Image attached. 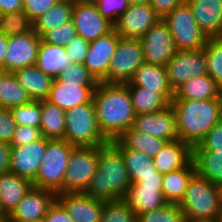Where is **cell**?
I'll use <instances>...</instances> for the list:
<instances>
[{
    "label": "cell",
    "instance_id": "6da1fadb",
    "mask_svg": "<svg viewBox=\"0 0 222 222\" xmlns=\"http://www.w3.org/2000/svg\"><path fill=\"white\" fill-rule=\"evenodd\" d=\"M98 127L109 141L117 140L131 128L135 118L127 83L99 82L93 94Z\"/></svg>",
    "mask_w": 222,
    "mask_h": 222
},
{
    "label": "cell",
    "instance_id": "7a4b0ae2",
    "mask_svg": "<svg viewBox=\"0 0 222 222\" xmlns=\"http://www.w3.org/2000/svg\"><path fill=\"white\" fill-rule=\"evenodd\" d=\"M130 184L121 151L112 142L98 146V167L85 194L101 201L119 200Z\"/></svg>",
    "mask_w": 222,
    "mask_h": 222
},
{
    "label": "cell",
    "instance_id": "3957f363",
    "mask_svg": "<svg viewBox=\"0 0 222 222\" xmlns=\"http://www.w3.org/2000/svg\"><path fill=\"white\" fill-rule=\"evenodd\" d=\"M178 138L191 148L200 144L207 132L222 120L219 98L209 100H172Z\"/></svg>",
    "mask_w": 222,
    "mask_h": 222
},
{
    "label": "cell",
    "instance_id": "277c9868",
    "mask_svg": "<svg viewBox=\"0 0 222 222\" xmlns=\"http://www.w3.org/2000/svg\"><path fill=\"white\" fill-rule=\"evenodd\" d=\"M179 206L187 222H222L221 187L195 174Z\"/></svg>",
    "mask_w": 222,
    "mask_h": 222
},
{
    "label": "cell",
    "instance_id": "5b68a950",
    "mask_svg": "<svg viewBox=\"0 0 222 222\" xmlns=\"http://www.w3.org/2000/svg\"><path fill=\"white\" fill-rule=\"evenodd\" d=\"M66 133L63 140L75 147H98L109 141L101 133L93 100L65 111Z\"/></svg>",
    "mask_w": 222,
    "mask_h": 222
},
{
    "label": "cell",
    "instance_id": "8992f818",
    "mask_svg": "<svg viewBox=\"0 0 222 222\" xmlns=\"http://www.w3.org/2000/svg\"><path fill=\"white\" fill-rule=\"evenodd\" d=\"M74 147L65 140H50L32 185L62 194L69 157Z\"/></svg>",
    "mask_w": 222,
    "mask_h": 222
},
{
    "label": "cell",
    "instance_id": "52a82bcc",
    "mask_svg": "<svg viewBox=\"0 0 222 222\" xmlns=\"http://www.w3.org/2000/svg\"><path fill=\"white\" fill-rule=\"evenodd\" d=\"M162 20L170 29L177 51H198L206 45L208 37L198 27L186 1L175 7Z\"/></svg>",
    "mask_w": 222,
    "mask_h": 222
},
{
    "label": "cell",
    "instance_id": "ba28073f",
    "mask_svg": "<svg viewBox=\"0 0 222 222\" xmlns=\"http://www.w3.org/2000/svg\"><path fill=\"white\" fill-rule=\"evenodd\" d=\"M98 167V147H74L63 181V193H85Z\"/></svg>",
    "mask_w": 222,
    "mask_h": 222
},
{
    "label": "cell",
    "instance_id": "9c48e42d",
    "mask_svg": "<svg viewBox=\"0 0 222 222\" xmlns=\"http://www.w3.org/2000/svg\"><path fill=\"white\" fill-rule=\"evenodd\" d=\"M144 63L140 39L120 38L109 64V75L104 83H128Z\"/></svg>",
    "mask_w": 222,
    "mask_h": 222
},
{
    "label": "cell",
    "instance_id": "30bf717a",
    "mask_svg": "<svg viewBox=\"0 0 222 222\" xmlns=\"http://www.w3.org/2000/svg\"><path fill=\"white\" fill-rule=\"evenodd\" d=\"M139 39L144 63L166 66L177 52L170 29L162 19Z\"/></svg>",
    "mask_w": 222,
    "mask_h": 222
},
{
    "label": "cell",
    "instance_id": "8fae6325",
    "mask_svg": "<svg viewBox=\"0 0 222 222\" xmlns=\"http://www.w3.org/2000/svg\"><path fill=\"white\" fill-rule=\"evenodd\" d=\"M41 37L33 30L31 32L9 36L4 59V72L14 71L36 65Z\"/></svg>",
    "mask_w": 222,
    "mask_h": 222
},
{
    "label": "cell",
    "instance_id": "7c38bea8",
    "mask_svg": "<svg viewBox=\"0 0 222 222\" xmlns=\"http://www.w3.org/2000/svg\"><path fill=\"white\" fill-rule=\"evenodd\" d=\"M161 19L150 4L129 5L113 24V29L121 38L139 39Z\"/></svg>",
    "mask_w": 222,
    "mask_h": 222
},
{
    "label": "cell",
    "instance_id": "4fadbf2b",
    "mask_svg": "<svg viewBox=\"0 0 222 222\" xmlns=\"http://www.w3.org/2000/svg\"><path fill=\"white\" fill-rule=\"evenodd\" d=\"M71 20L76 28L77 35L89 42L113 29V24L102 16L94 3L82 0H73Z\"/></svg>",
    "mask_w": 222,
    "mask_h": 222
},
{
    "label": "cell",
    "instance_id": "5bb4252c",
    "mask_svg": "<svg viewBox=\"0 0 222 222\" xmlns=\"http://www.w3.org/2000/svg\"><path fill=\"white\" fill-rule=\"evenodd\" d=\"M173 90L189 79L207 74L204 48L198 51H177L166 65Z\"/></svg>",
    "mask_w": 222,
    "mask_h": 222
},
{
    "label": "cell",
    "instance_id": "9a60e30c",
    "mask_svg": "<svg viewBox=\"0 0 222 222\" xmlns=\"http://www.w3.org/2000/svg\"><path fill=\"white\" fill-rule=\"evenodd\" d=\"M131 128L168 142L179 139L176 117L171 104L157 112L136 114Z\"/></svg>",
    "mask_w": 222,
    "mask_h": 222
},
{
    "label": "cell",
    "instance_id": "2e32d148",
    "mask_svg": "<svg viewBox=\"0 0 222 222\" xmlns=\"http://www.w3.org/2000/svg\"><path fill=\"white\" fill-rule=\"evenodd\" d=\"M121 37L112 29L107 34L90 41L84 66L98 82H104L109 75V64Z\"/></svg>",
    "mask_w": 222,
    "mask_h": 222
},
{
    "label": "cell",
    "instance_id": "e0dca14e",
    "mask_svg": "<svg viewBox=\"0 0 222 222\" xmlns=\"http://www.w3.org/2000/svg\"><path fill=\"white\" fill-rule=\"evenodd\" d=\"M49 141L42 137L26 145L11 147L9 172L32 182L36 178Z\"/></svg>",
    "mask_w": 222,
    "mask_h": 222
},
{
    "label": "cell",
    "instance_id": "ac0fdd59",
    "mask_svg": "<svg viewBox=\"0 0 222 222\" xmlns=\"http://www.w3.org/2000/svg\"><path fill=\"white\" fill-rule=\"evenodd\" d=\"M57 194L32 186L7 217V221H34L43 219L56 201Z\"/></svg>",
    "mask_w": 222,
    "mask_h": 222
},
{
    "label": "cell",
    "instance_id": "d6986e66",
    "mask_svg": "<svg viewBox=\"0 0 222 222\" xmlns=\"http://www.w3.org/2000/svg\"><path fill=\"white\" fill-rule=\"evenodd\" d=\"M56 201L74 222H100L104 201L85 193L57 194Z\"/></svg>",
    "mask_w": 222,
    "mask_h": 222
},
{
    "label": "cell",
    "instance_id": "ffe728a7",
    "mask_svg": "<svg viewBox=\"0 0 222 222\" xmlns=\"http://www.w3.org/2000/svg\"><path fill=\"white\" fill-rule=\"evenodd\" d=\"M96 88L97 86H82L79 82H58L54 79L46 100L66 111L91 102Z\"/></svg>",
    "mask_w": 222,
    "mask_h": 222
},
{
    "label": "cell",
    "instance_id": "44dd1931",
    "mask_svg": "<svg viewBox=\"0 0 222 222\" xmlns=\"http://www.w3.org/2000/svg\"><path fill=\"white\" fill-rule=\"evenodd\" d=\"M128 86H137L145 90L160 93L169 103L174 98V90L170 86L166 66L143 63L136 71Z\"/></svg>",
    "mask_w": 222,
    "mask_h": 222
},
{
    "label": "cell",
    "instance_id": "7402d4cb",
    "mask_svg": "<svg viewBox=\"0 0 222 222\" xmlns=\"http://www.w3.org/2000/svg\"><path fill=\"white\" fill-rule=\"evenodd\" d=\"M198 27L211 37H222V0H185Z\"/></svg>",
    "mask_w": 222,
    "mask_h": 222
},
{
    "label": "cell",
    "instance_id": "603a6c76",
    "mask_svg": "<svg viewBox=\"0 0 222 222\" xmlns=\"http://www.w3.org/2000/svg\"><path fill=\"white\" fill-rule=\"evenodd\" d=\"M122 199L136 216L160 209L168 204L164 199L162 186L139 185L138 183H131Z\"/></svg>",
    "mask_w": 222,
    "mask_h": 222
},
{
    "label": "cell",
    "instance_id": "cb8c5ba5",
    "mask_svg": "<svg viewBox=\"0 0 222 222\" xmlns=\"http://www.w3.org/2000/svg\"><path fill=\"white\" fill-rule=\"evenodd\" d=\"M191 160L192 148L179 139L167 142L152 159L157 171L161 174L184 168Z\"/></svg>",
    "mask_w": 222,
    "mask_h": 222
},
{
    "label": "cell",
    "instance_id": "d4e9b609",
    "mask_svg": "<svg viewBox=\"0 0 222 222\" xmlns=\"http://www.w3.org/2000/svg\"><path fill=\"white\" fill-rule=\"evenodd\" d=\"M13 75L32 100L48 98L54 78L44 74L36 65L18 69Z\"/></svg>",
    "mask_w": 222,
    "mask_h": 222
},
{
    "label": "cell",
    "instance_id": "484cf974",
    "mask_svg": "<svg viewBox=\"0 0 222 222\" xmlns=\"http://www.w3.org/2000/svg\"><path fill=\"white\" fill-rule=\"evenodd\" d=\"M32 186L31 181L12 172L0 174V207L7 217Z\"/></svg>",
    "mask_w": 222,
    "mask_h": 222
},
{
    "label": "cell",
    "instance_id": "4316f807",
    "mask_svg": "<svg viewBox=\"0 0 222 222\" xmlns=\"http://www.w3.org/2000/svg\"><path fill=\"white\" fill-rule=\"evenodd\" d=\"M73 64L63 46L40 41L36 66L44 73L56 79L60 73Z\"/></svg>",
    "mask_w": 222,
    "mask_h": 222
},
{
    "label": "cell",
    "instance_id": "83f0119b",
    "mask_svg": "<svg viewBox=\"0 0 222 222\" xmlns=\"http://www.w3.org/2000/svg\"><path fill=\"white\" fill-rule=\"evenodd\" d=\"M195 174L196 170L192 160L184 168L163 174L162 193L166 202L179 205L189 181Z\"/></svg>",
    "mask_w": 222,
    "mask_h": 222
},
{
    "label": "cell",
    "instance_id": "f1b7e54d",
    "mask_svg": "<svg viewBox=\"0 0 222 222\" xmlns=\"http://www.w3.org/2000/svg\"><path fill=\"white\" fill-rule=\"evenodd\" d=\"M219 98V85L208 75L189 79L174 90L172 100H209Z\"/></svg>",
    "mask_w": 222,
    "mask_h": 222
},
{
    "label": "cell",
    "instance_id": "f546056e",
    "mask_svg": "<svg viewBox=\"0 0 222 222\" xmlns=\"http://www.w3.org/2000/svg\"><path fill=\"white\" fill-rule=\"evenodd\" d=\"M40 129L46 139L63 140L66 133L65 111L47 100H41Z\"/></svg>",
    "mask_w": 222,
    "mask_h": 222
},
{
    "label": "cell",
    "instance_id": "4dcf8cb0",
    "mask_svg": "<svg viewBox=\"0 0 222 222\" xmlns=\"http://www.w3.org/2000/svg\"><path fill=\"white\" fill-rule=\"evenodd\" d=\"M111 142L121 151L131 183L141 181L142 176L159 173L152 159L144 152L125 149L117 140Z\"/></svg>",
    "mask_w": 222,
    "mask_h": 222
},
{
    "label": "cell",
    "instance_id": "1f68e13d",
    "mask_svg": "<svg viewBox=\"0 0 222 222\" xmlns=\"http://www.w3.org/2000/svg\"><path fill=\"white\" fill-rule=\"evenodd\" d=\"M72 9L73 0H59L46 13L33 21V30L42 37L47 31L71 21Z\"/></svg>",
    "mask_w": 222,
    "mask_h": 222
},
{
    "label": "cell",
    "instance_id": "d6a6232c",
    "mask_svg": "<svg viewBox=\"0 0 222 222\" xmlns=\"http://www.w3.org/2000/svg\"><path fill=\"white\" fill-rule=\"evenodd\" d=\"M196 174L222 187V153L218 151H192Z\"/></svg>",
    "mask_w": 222,
    "mask_h": 222
},
{
    "label": "cell",
    "instance_id": "836d02e7",
    "mask_svg": "<svg viewBox=\"0 0 222 222\" xmlns=\"http://www.w3.org/2000/svg\"><path fill=\"white\" fill-rule=\"evenodd\" d=\"M117 141L125 148L144 152L153 159L168 142L164 139L153 137L129 128Z\"/></svg>",
    "mask_w": 222,
    "mask_h": 222
},
{
    "label": "cell",
    "instance_id": "e575fe53",
    "mask_svg": "<svg viewBox=\"0 0 222 222\" xmlns=\"http://www.w3.org/2000/svg\"><path fill=\"white\" fill-rule=\"evenodd\" d=\"M31 101L13 73L4 72L0 77V108L11 109Z\"/></svg>",
    "mask_w": 222,
    "mask_h": 222
},
{
    "label": "cell",
    "instance_id": "d590c367",
    "mask_svg": "<svg viewBox=\"0 0 222 222\" xmlns=\"http://www.w3.org/2000/svg\"><path fill=\"white\" fill-rule=\"evenodd\" d=\"M135 114H148L167 107L170 103L158 92L128 86Z\"/></svg>",
    "mask_w": 222,
    "mask_h": 222
},
{
    "label": "cell",
    "instance_id": "8d00e7d4",
    "mask_svg": "<svg viewBox=\"0 0 222 222\" xmlns=\"http://www.w3.org/2000/svg\"><path fill=\"white\" fill-rule=\"evenodd\" d=\"M207 74L222 84V37L208 38L204 46Z\"/></svg>",
    "mask_w": 222,
    "mask_h": 222
},
{
    "label": "cell",
    "instance_id": "74e56055",
    "mask_svg": "<svg viewBox=\"0 0 222 222\" xmlns=\"http://www.w3.org/2000/svg\"><path fill=\"white\" fill-rule=\"evenodd\" d=\"M33 31V21L22 10L0 14V33L5 36L22 35Z\"/></svg>",
    "mask_w": 222,
    "mask_h": 222
},
{
    "label": "cell",
    "instance_id": "f35d334b",
    "mask_svg": "<svg viewBox=\"0 0 222 222\" xmlns=\"http://www.w3.org/2000/svg\"><path fill=\"white\" fill-rule=\"evenodd\" d=\"M100 222H137L135 212L123 199L104 201Z\"/></svg>",
    "mask_w": 222,
    "mask_h": 222
},
{
    "label": "cell",
    "instance_id": "ab89813d",
    "mask_svg": "<svg viewBox=\"0 0 222 222\" xmlns=\"http://www.w3.org/2000/svg\"><path fill=\"white\" fill-rule=\"evenodd\" d=\"M17 125L40 128L41 123V100L16 106L10 109Z\"/></svg>",
    "mask_w": 222,
    "mask_h": 222
},
{
    "label": "cell",
    "instance_id": "60d3db41",
    "mask_svg": "<svg viewBox=\"0 0 222 222\" xmlns=\"http://www.w3.org/2000/svg\"><path fill=\"white\" fill-rule=\"evenodd\" d=\"M137 222H187L185 214L177 204H166L164 207L136 216Z\"/></svg>",
    "mask_w": 222,
    "mask_h": 222
},
{
    "label": "cell",
    "instance_id": "b9f144b4",
    "mask_svg": "<svg viewBox=\"0 0 222 222\" xmlns=\"http://www.w3.org/2000/svg\"><path fill=\"white\" fill-rule=\"evenodd\" d=\"M58 82H79L82 86H97L98 81L81 63H73L56 78Z\"/></svg>",
    "mask_w": 222,
    "mask_h": 222
},
{
    "label": "cell",
    "instance_id": "7bdbcfd3",
    "mask_svg": "<svg viewBox=\"0 0 222 222\" xmlns=\"http://www.w3.org/2000/svg\"><path fill=\"white\" fill-rule=\"evenodd\" d=\"M77 35L76 28L71 21H68L61 26L47 31L41 40L45 43L55 44L65 47L71 39Z\"/></svg>",
    "mask_w": 222,
    "mask_h": 222
},
{
    "label": "cell",
    "instance_id": "ee69618b",
    "mask_svg": "<svg viewBox=\"0 0 222 222\" xmlns=\"http://www.w3.org/2000/svg\"><path fill=\"white\" fill-rule=\"evenodd\" d=\"M95 5L102 16L114 24L130 4L128 0H99Z\"/></svg>",
    "mask_w": 222,
    "mask_h": 222
},
{
    "label": "cell",
    "instance_id": "f6af8a7d",
    "mask_svg": "<svg viewBox=\"0 0 222 222\" xmlns=\"http://www.w3.org/2000/svg\"><path fill=\"white\" fill-rule=\"evenodd\" d=\"M192 151H218L222 153V120L215 124L205 135L199 145Z\"/></svg>",
    "mask_w": 222,
    "mask_h": 222
},
{
    "label": "cell",
    "instance_id": "bcb514c9",
    "mask_svg": "<svg viewBox=\"0 0 222 222\" xmlns=\"http://www.w3.org/2000/svg\"><path fill=\"white\" fill-rule=\"evenodd\" d=\"M89 46V41L76 35L64 48L73 63L84 64Z\"/></svg>",
    "mask_w": 222,
    "mask_h": 222
},
{
    "label": "cell",
    "instance_id": "7dc6e473",
    "mask_svg": "<svg viewBox=\"0 0 222 222\" xmlns=\"http://www.w3.org/2000/svg\"><path fill=\"white\" fill-rule=\"evenodd\" d=\"M42 133L40 128L17 125L14 137L10 143L11 147H19L41 139Z\"/></svg>",
    "mask_w": 222,
    "mask_h": 222
},
{
    "label": "cell",
    "instance_id": "c3c4849f",
    "mask_svg": "<svg viewBox=\"0 0 222 222\" xmlns=\"http://www.w3.org/2000/svg\"><path fill=\"white\" fill-rule=\"evenodd\" d=\"M17 123L10 109L0 108V142L10 144L15 133Z\"/></svg>",
    "mask_w": 222,
    "mask_h": 222
},
{
    "label": "cell",
    "instance_id": "681fc988",
    "mask_svg": "<svg viewBox=\"0 0 222 222\" xmlns=\"http://www.w3.org/2000/svg\"><path fill=\"white\" fill-rule=\"evenodd\" d=\"M59 0H23L22 10L34 21L40 15L46 13Z\"/></svg>",
    "mask_w": 222,
    "mask_h": 222
},
{
    "label": "cell",
    "instance_id": "f907efd6",
    "mask_svg": "<svg viewBox=\"0 0 222 222\" xmlns=\"http://www.w3.org/2000/svg\"><path fill=\"white\" fill-rule=\"evenodd\" d=\"M44 222H74L65 209L55 201L43 218Z\"/></svg>",
    "mask_w": 222,
    "mask_h": 222
},
{
    "label": "cell",
    "instance_id": "816d5d0a",
    "mask_svg": "<svg viewBox=\"0 0 222 222\" xmlns=\"http://www.w3.org/2000/svg\"><path fill=\"white\" fill-rule=\"evenodd\" d=\"M185 0H150V5L157 12V14L164 18L175 7L184 3Z\"/></svg>",
    "mask_w": 222,
    "mask_h": 222
},
{
    "label": "cell",
    "instance_id": "f5cc1de1",
    "mask_svg": "<svg viewBox=\"0 0 222 222\" xmlns=\"http://www.w3.org/2000/svg\"><path fill=\"white\" fill-rule=\"evenodd\" d=\"M11 146L0 142V174L9 172Z\"/></svg>",
    "mask_w": 222,
    "mask_h": 222
},
{
    "label": "cell",
    "instance_id": "db71d44e",
    "mask_svg": "<svg viewBox=\"0 0 222 222\" xmlns=\"http://www.w3.org/2000/svg\"><path fill=\"white\" fill-rule=\"evenodd\" d=\"M23 0H0V14L22 11Z\"/></svg>",
    "mask_w": 222,
    "mask_h": 222
},
{
    "label": "cell",
    "instance_id": "11a10c76",
    "mask_svg": "<svg viewBox=\"0 0 222 222\" xmlns=\"http://www.w3.org/2000/svg\"><path fill=\"white\" fill-rule=\"evenodd\" d=\"M163 174L155 173V175L142 176L139 185L162 186Z\"/></svg>",
    "mask_w": 222,
    "mask_h": 222
},
{
    "label": "cell",
    "instance_id": "9f6ffc18",
    "mask_svg": "<svg viewBox=\"0 0 222 222\" xmlns=\"http://www.w3.org/2000/svg\"><path fill=\"white\" fill-rule=\"evenodd\" d=\"M8 44V37L0 33V68L4 70V59L6 48Z\"/></svg>",
    "mask_w": 222,
    "mask_h": 222
},
{
    "label": "cell",
    "instance_id": "6f0895ef",
    "mask_svg": "<svg viewBox=\"0 0 222 222\" xmlns=\"http://www.w3.org/2000/svg\"><path fill=\"white\" fill-rule=\"evenodd\" d=\"M130 5L149 4L150 0H128Z\"/></svg>",
    "mask_w": 222,
    "mask_h": 222
},
{
    "label": "cell",
    "instance_id": "680465c9",
    "mask_svg": "<svg viewBox=\"0 0 222 222\" xmlns=\"http://www.w3.org/2000/svg\"><path fill=\"white\" fill-rule=\"evenodd\" d=\"M0 222H7V215L3 212L0 207Z\"/></svg>",
    "mask_w": 222,
    "mask_h": 222
},
{
    "label": "cell",
    "instance_id": "91938a15",
    "mask_svg": "<svg viewBox=\"0 0 222 222\" xmlns=\"http://www.w3.org/2000/svg\"><path fill=\"white\" fill-rule=\"evenodd\" d=\"M219 100L221 101L222 104V84L219 85Z\"/></svg>",
    "mask_w": 222,
    "mask_h": 222
},
{
    "label": "cell",
    "instance_id": "94428289",
    "mask_svg": "<svg viewBox=\"0 0 222 222\" xmlns=\"http://www.w3.org/2000/svg\"><path fill=\"white\" fill-rule=\"evenodd\" d=\"M7 222H44L43 219L34 220V221H7Z\"/></svg>",
    "mask_w": 222,
    "mask_h": 222
},
{
    "label": "cell",
    "instance_id": "6125c7cd",
    "mask_svg": "<svg viewBox=\"0 0 222 222\" xmlns=\"http://www.w3.org/2000/svg\"><path fill=\"white\" fill-rule=\"evenodd\" d=\"M82 1H84V2H88V3H96V2H98L99 0H82Z\"/></svg>",
    "mask_w": 222,
    "mask_h": 222
},
{
    "label": "cell",
    "instance_id": "be15d7a7",
    "mask_svg": "<svg viewBox=\"0 0 222 222\" xmlns=\"http://www.w3.org/2000/svg\"><path fill=\"white\" fill-rule=\"evenodd\" d=\"M3 73H4V70L0 68V77L2 76Z\"/></svg>",
    "mask_w": 222,
    "mask_h": 222
}]
</instances>
